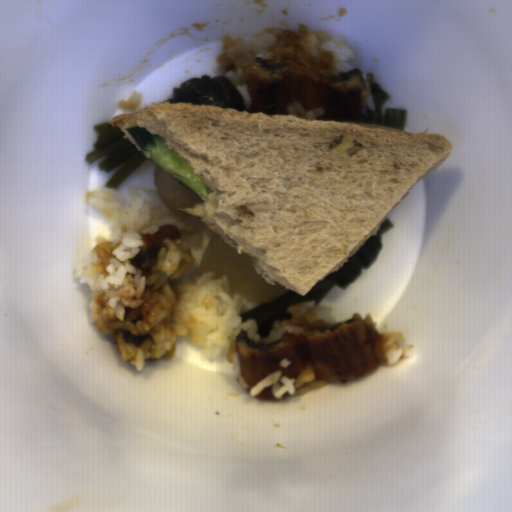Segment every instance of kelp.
I'll return each mask as SVG.
<instances>
[{"label": "kelp", "mask_w": 512, "mask_h": 512, "mask_svg": "<svg viewBox=\"0 0 512 512\" xmlns=\"http://www.w3.org/2000/svg\"><path fill=\"white\" fill-rule=\"evenodd\" d=\"M394 223L387 217L379 228L334 272L310 286L306 295L288 291L278 298L262 302L249 311L240 313L241 323L248 319H255L258 323V333L263 339L270 336L273 322L291 319L288 312L291 304L302 302H315L321 304L334 286L341 289L350 287L356 282L363 269L372 266L383 249V233L394 227Z\"/></svg>", "instance_id": "kelp-1"}, {"label": "kelp", "mask_w": 512, "mask_h": 512, "mask_svg": "<svg viewBox=\"0 0 512 512\" xmlns=\"http://www.w3.org/2000/svg\"><path fill=\"white\" fill-rule=\"evenodd\" d=\"M109 122L94 125L97 137L91 152L83 160L92 164L105 157V160L97 164L99 172L109 173L119 167L104 186L116 191L148 157L140 148L138 150L117 126H112Z\"/></svg>", "instance_id": "kelp-2"}, {"label": "kelp", "mask_w": 512, "mask_h": 512, "mask_svg": "<svg viewBox=\"0 0 512 512\" xmlns=\"http://www.w3.org/2000/svg\"><path fill=\"white\" fill-rule=\"evenodd\" d=\"M165 102H199L247 111L240 92L222 75L211 78L207 74L182 81Z\"/></svg>", "instance_id": "kelp-3"}, {"label": "kelp", "mask_w": 512, "mask_h": 512, "mask_svg": "<svg viewBox=\"0 0 512 512\" xmlns=\"http://www.w3.org/2000/svg\"><path fill=\"white\" fill-rule=\"evenodd\" d=\"M367 82L373 103L376 107L374 111H369L366 117L367 125L404 131L407 120V110L390 107L383 116L382 107L389 99V94L375 81L374 75L371 72L367 74Z\"/></svg>", "instance_id": "kelp-4"}]
</instances>
